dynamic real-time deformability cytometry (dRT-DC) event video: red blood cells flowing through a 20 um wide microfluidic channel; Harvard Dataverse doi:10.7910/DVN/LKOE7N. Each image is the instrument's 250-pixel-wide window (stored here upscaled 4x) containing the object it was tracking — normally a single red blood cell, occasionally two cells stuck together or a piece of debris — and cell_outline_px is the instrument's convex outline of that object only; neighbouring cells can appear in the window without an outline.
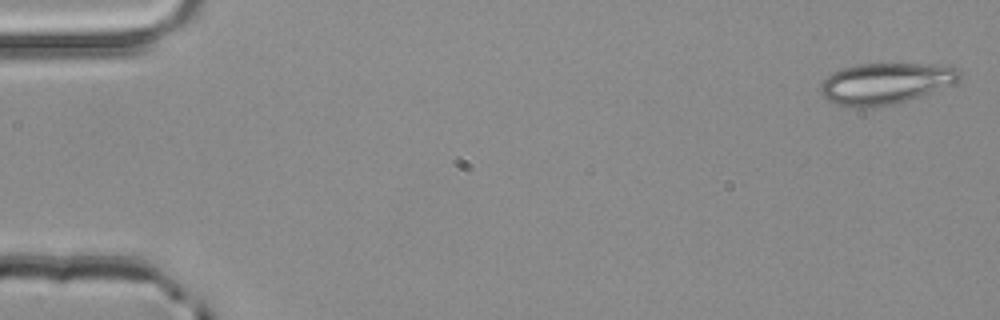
{"species": "common noctule bat (a hibernating species)", "species_latin": "Nyctalus noctula", "temperature_condition": "room temperature", "stored_images_in_passage": 3, "camera_frame_rate_fps": 3000, "um_per_image_px": 0.085, "animal": {"sex": "male", "body_mass_g": 20.4}, "frame": {"image": 1, "passage_image": 1, "time_ms": 0.0, "image_size_px": [1000, 320], "cell_outline_px": [[960, 76], [952, 84], [920, 96], [892, 104], [872, 108], [852, 108], [832, 104], [820, 92], [820, 84], [832, 72], [844, 68], [860, 64], [956, 64], [960, 68]], "centroid_in_image_um": [75.27, 7.09], "position_along_channel_um": 9.7, "area_um2": 33.64}}